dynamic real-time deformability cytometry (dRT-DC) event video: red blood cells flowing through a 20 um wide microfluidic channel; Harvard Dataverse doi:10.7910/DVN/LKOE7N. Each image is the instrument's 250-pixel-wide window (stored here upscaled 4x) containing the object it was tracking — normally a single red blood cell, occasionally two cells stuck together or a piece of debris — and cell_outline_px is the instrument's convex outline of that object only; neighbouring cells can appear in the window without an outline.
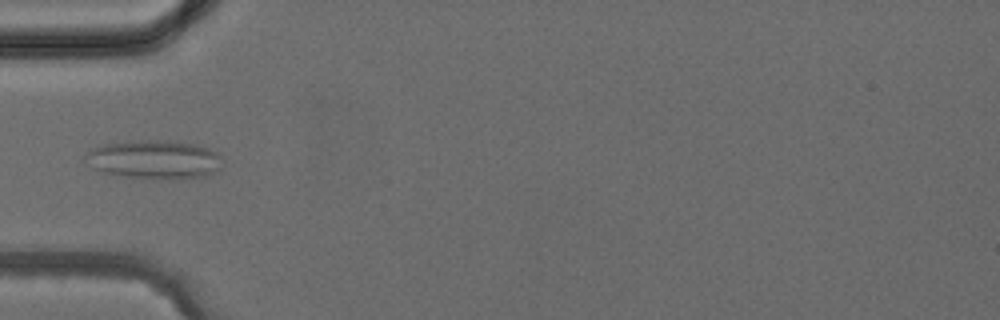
{"species": "common noctule bat (a hibernating species)", "species_latin": "Nyctalus noctula", "temperature_condition": "cold", "stored_images_in_passage": 5, "camera_frame_rate_fps": 3000, "um_per_image_px": 0.085, "animal": {"sex": "female", "body_mass_g": 24.6, "forearm_length_mm": 56.2}, "frame": {"image": 1, "passage_image": 5, "time_ms": 4.667, "image_size_px": [1000, 320], "cell_outline_px": [[220, 168], [216, 172], [208, 176], [124, 176], [104, 172], [92, 168], [84, 164], [84, 152], [92, 148], [104, 144], [144, 140], [176, 140], [208, 148], [216, 152], [220, 156]], "centroid_in_image_um": [13.04, 13.5], "position_along_channel_um": 72.0, "area_um2": 30.11}}